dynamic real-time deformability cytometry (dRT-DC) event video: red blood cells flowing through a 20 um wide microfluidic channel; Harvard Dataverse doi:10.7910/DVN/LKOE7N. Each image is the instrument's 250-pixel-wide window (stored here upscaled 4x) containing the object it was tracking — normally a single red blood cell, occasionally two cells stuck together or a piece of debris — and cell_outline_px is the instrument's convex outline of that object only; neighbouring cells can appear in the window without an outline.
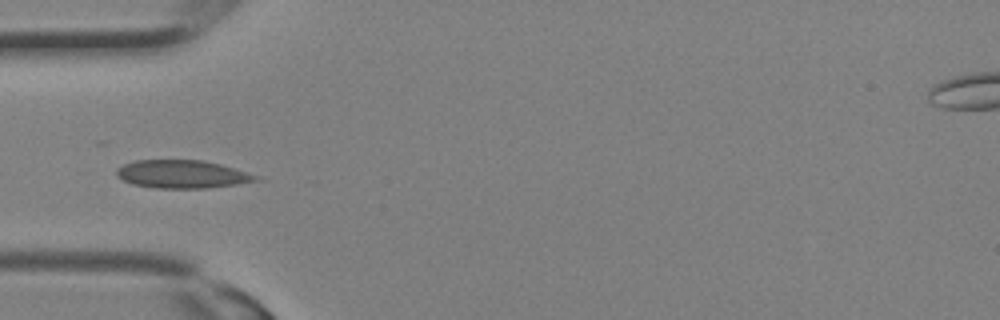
{"species": "Egyptian fruit bat (a non-hibernating species)", "species_latin": "Rousettus aegyptiacus", "temperature_condition": "room temperature", "stored_images_in_passage": 18, "camera_frame_rate_fps": 3000, "um_per_image_px": 0.085, "animal": {"sex": "female"}, "frame": {"image": 1, "passage_image": 9, "time_ms": 2.667, "image_size_px": [1000, 320], "cell_outline_px": [[264, 180], [208, 188], [156, 188], [132, 184], [116, 176], [116, 168], [132, 160], [204, 160], [220, 164], [260, 176]], "centroid_in_image_um": [15.49, 14.8], "position_along_channel_um": 69.5, "area_um2": 22.95}}
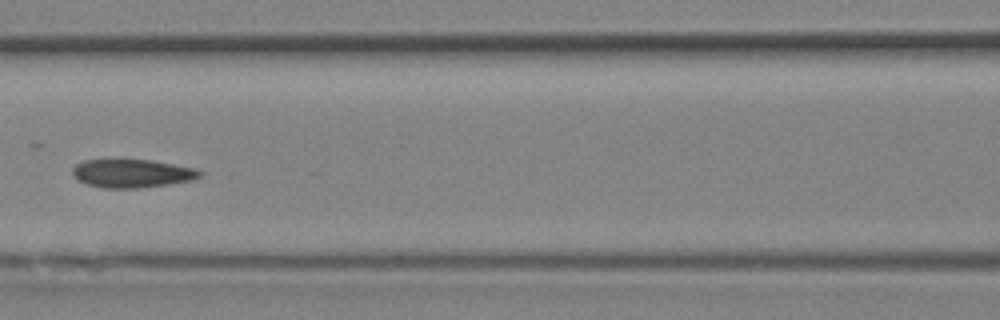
{"frame": {"image": 2, "passage_image": 13, "time_ms": 4.0, "image_size_px": [1000, 320], "cell_outline_px": [[204, 172], [200, 176], [192, 180], [168, 184], [140, 188], [104, 188], [88, 184], [80, 180], [72, 172], [72, 168], [76, 164], [84, 160], [112, 156], [116, 156], [148, 160], [196, 168]], "centroid_in_image_um": [11.19, 14.68], "position_along_channel_um": 155.4, "area_um2": 21.73}}
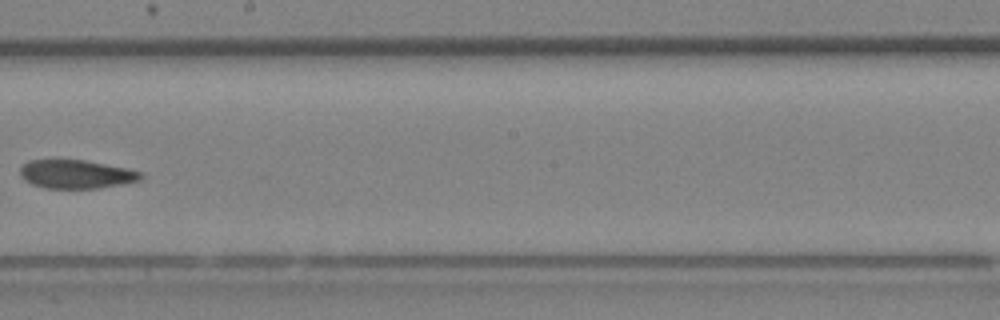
{"frame": {"image": 3, "passage_image": 17, "time_ms": 5.333, "image_size_px": [1000, 320], "cell_outline_px": [[144, 176], [140, 180], [120, 184], [96, 188], [44, 188], [32, 184], [24, 180], [20, 176], [20, 168], [28, 160], [56, 156], [60, 156], [84, 160], [128, 168], [144, 172]], "centroid_in_image_um": [6.41, 14.75], "position_along_channel_um": 241.8, "area_um2": 20.98}}